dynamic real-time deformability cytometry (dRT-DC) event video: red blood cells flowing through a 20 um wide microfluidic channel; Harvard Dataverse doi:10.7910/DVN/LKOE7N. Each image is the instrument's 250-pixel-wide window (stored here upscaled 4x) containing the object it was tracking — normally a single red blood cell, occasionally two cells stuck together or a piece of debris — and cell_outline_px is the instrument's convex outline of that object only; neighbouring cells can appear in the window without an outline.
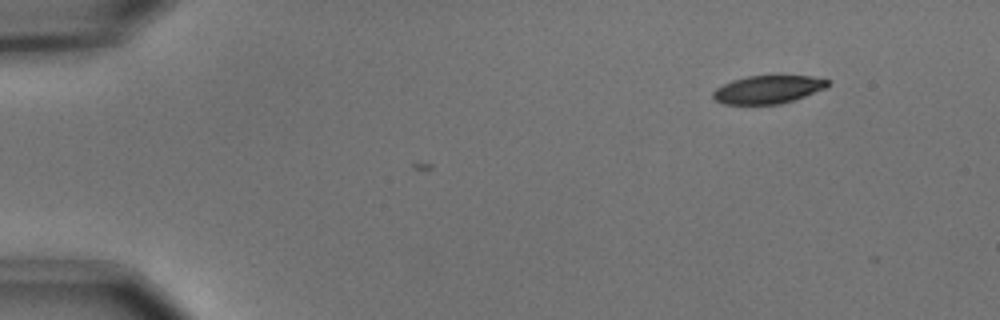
{"species": "common noctule bat (a hibernating species)", "species_latin": "Nyctalus noctula", "temperature_condition": "cold", "stored_images_in_passage": 5, "camera_frame_rate_fps": 3000, "um_per_image_px": 0.085, "animal": {"sex": "male", "body_mass_g": 15.6}, "frame": {"image": 1, "passage_image": 5, "time_ms": 1.333, "image_size_px": [1000, 320], "cell_outline_px": [[828, 84], [824, 88], [804, 96], [780, 104], [724, 104], [716, 100], [712, 96], [712, 92], [716, 88], [732, 80], [748, 76], [780, 72], [812, 76], [828, 80]], "centroid_in_image_um": [65.28, 7.55], "position_along_channel_um": 19.7, "area_um2": 19.36}}